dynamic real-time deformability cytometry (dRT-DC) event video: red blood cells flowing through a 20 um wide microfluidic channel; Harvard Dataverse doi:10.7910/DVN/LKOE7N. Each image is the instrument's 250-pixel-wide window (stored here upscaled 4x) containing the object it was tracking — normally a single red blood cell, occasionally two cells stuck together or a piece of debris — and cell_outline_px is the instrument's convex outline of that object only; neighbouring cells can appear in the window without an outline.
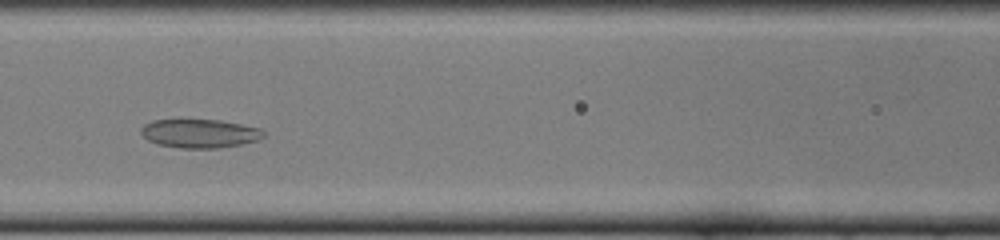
{"species": "common noctule bat (a hibernating species)", "species_latin": "Nyctalus noctula", "temperature_condition": "cold", "stored_images_in_passage": 33, "camera_frame_rate_fps": 3000, "um_per_image_px": 0.085, "animal": {"sex": "female", "body_mass_g": 22.0, "forearm_length_mm": 56.7}, "frame": {"image": 1, "passage_image": 12, "time_ms": 3.667, "image_size_px": [1000, 240], "cell_outline_px": [[264, 136], [260, 140], [220, 148], [180, 148], [156, 144], [148, 140], [140, 132], [140, 128], [144, 124], [152, 120], [220, 120], [260, 128], [264, 132]], "centroid_in_image_um": [16.96, 11.35], "position_along_channel_um": 149.6, "area_um2": 20.52}}
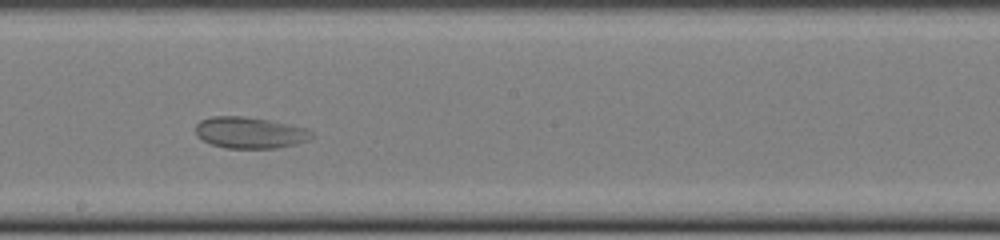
{"frame": {"image": 2, "passage_image": 18, "time_ms": 5.667, "image_size_px": [1000, 240], "cell_outline_px": [[312, 136], [308, 140], [296, 144], [276, 148], [224, 148], [212, 144], [196, 136], [196, 124], [200, 120], [212, 116], [244, 116], [268, 120], [308, 128], [312, 132]], "centroid_in_image_um": [21.23, 11.27], "position_along_channel_um": 227.0, "area_um2": 21.21}}
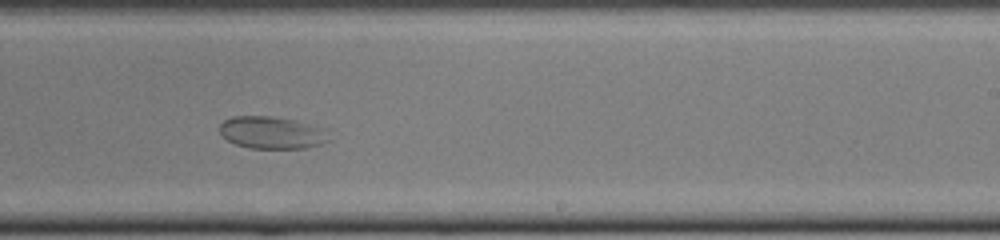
{"frame": {"image": 3, "passage_image": 21, "time_ms": 6.667, "image_size_px": [1000, 240], "cell_outline_px": [[332, 140], [320, 144], [304, 148], [248, 148], [236, 144], [228, 140], [220, 132], [220, 124], [224, 120], [232, 116], [272, 116], [296, 120], [328, 128]], "centroid_in_image_um": [23.19, 11.26], "position_along_channel_um": 265.8, "area_um2": 20.92}}